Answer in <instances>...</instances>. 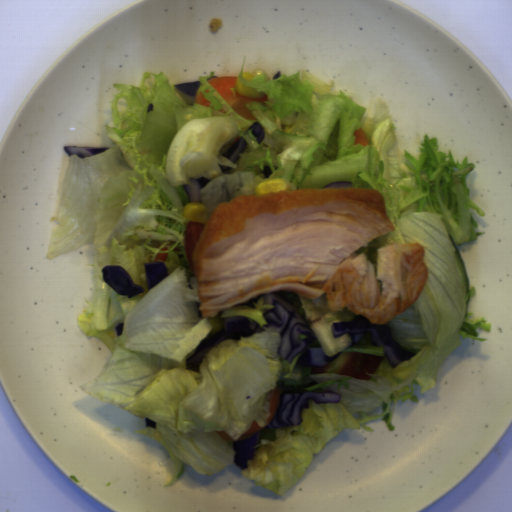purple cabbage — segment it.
<instances>
[{"instance_id": "purple-cabbage-2", "label": "purple cabbage", "mask_w": 512, "mask_h": 512, "mask_svg": "<svg viewBox=\"0 0 512 512\" xmlns=\"http://www.w3.org/2000/svg\"><path fill=\"white\" fill-rule=\"evenodd\" d=\"M334 337L348 334L352 343L360 341L368 333H371V342L375 347L383 346L387 359L394 369L402 362L412 359L416 353L411 352L399 344L393 337L390 326L373 325L371 321L361 314H357L351 320H343L331 323Z\"/></svg>"}, {"instance_id": "purple-cabbage-13", "label": "purple cabbage", "mask_w": 512, "mask_h": 512, "mask_svg": "<svg viewBox=\"0 0 512 512\" xmlns=\"http://www.w3.org/2000/svg\"><path fill=\"white\" fill-rule=\"evenodd\" d=\"M248 130H251L252 135L257 139V143L261 145L265 137V129L262 124L258 121L254 122Z\"/></svg>"}, {"instance_id": "purple-cabbage-16", "label": "purple cabbage", "mask_w": 512, "mask_h": 512, "mask_svg": "<svg viewBox=\"0 0 512 512\" xmlns=\"http://www.w3.org/2000/svg\"><path fill=\"white\" fill-rule=\"evenodd\" d=\"M115 330H116V333H117V336L123 334V331H124V322L123 323H118L115 327Z\"/></svg>"}, {"instance_id": "purple-cabbage-14", "label": "purple cabbage", "mask_w": 512, "mask_h": 512, "mask_svg": "<svg viewBox=\"0 0 512 512\" xmlns=\"http://www.w3.org/2000/svg\"><path fill=\"white\" fill-rule=\"evenodd\" d=\"M324 189H354L353 182L351 181H339L333 182L326 185Z\"/></svg>"}, {"instance_id": "purple-cabbage-20", "label": "purple cabbage", "mask_w": 512, "mask_h": 512, "mask_svg": "<svg viewBox=\"0 0 512 512\" xmlns=\"http://www.w3.org/2000/svg\"><path fill=\"white\" fill-rule=\"evenodd\" d=\"M280 76H281V72H280V71H278L272 79H273V80H276V79H278Z\"/></svg>"}, {"instance_id": "purple-cabbage-7", "label": "purple cabbage", "mask_w": 512, "mask_h": 512, "mask_svg": "<svg viewBox=\"0 0 512 512\" xmlns=\"http://www.w3.org/2000/svg\"><path fill=\"white\" fill-rule=\"evenodd\" d=\"M341 354L342 353L336 354L335 356H327L324 353L321 344H314L299 356L296 366L300 368H323Z\"/></svg>"}, {"instance_id": "purple-cabbage-3", "label": "purple cabbage", "mask_w": 512, "mask_h": 512, "mask_svg": "<svg viewBox=\"0 0 512 512\" xmlns=\"http://www.w3.org/2000/svg\"><path fill=\"white\" fill-rule=\"evenodd\" d=\"M317 385V380L309 384H299L287 386L283 383L278 385L280 392V404L271 420L268 422V428H281L298 426L301 423V412L303 409H309V400L317 404H335L341 400V394L333 391H307Z\"/></svg>"}, {"instance_id": "purple-cabbage-11", "label": "purple cabbage", "mask_w": 512, "mask_h": 512, "mask_svg": "<svg viewBox=\"0 0 512 512\" xmlns=\"http://www.w3.org/2000/svg\"><path fill=\"white\" fill-rule=\"evenodd\" d=\"M248 148V144L245 137H240L235 143H233L228 149L221 153V156L232 162L236 163L240 154H243Z\"/></svg>"}, {"instance_id": "purple-cabbage-1", "label": "purple cabbage", "mask_w": 512, "mask_h": 512, "mask_svg": "<svg viewBox=\"0 0 512 512\" xmlns=\"http://www.w3.org/2000/svg\"><path fill=\"white\" fill-rule=\"evenodd\" d=\"M260 298L265 305L274 306L263 312V318L267 323L265 326L279 330L281 341L277 354L280 359L290 364L298 354L317 339L314 331L301 315L303 305L300 295L288 290L272 291L260 294L239 305L254 309V303Z\"/></svg>"}, {"instance_id": "purple-cabbage-8", "label": "purple cabbage", "mask_w": 512, "mask_h": 512, "mask_svg": "<svg viewBox=\"0 0 512 512\" xmlns=\"http://www.w3.org/2000/svg\"><path fill=\"white\" fill-rule=\"evenodd\" d=\"M144 268L149 291L153 289L155 286H157L166 277L169 276L164 261H154L152 263H145Z\"/></svg>"}, {"instance_id": "purple-cabbage-17", "label": "purple cabbage", "mask_w": 512, "mask_h": 512, "mask_svg": "<svg viewBox=\"0 0 512 512\" xmlns=\"http://www.w3.org/2000/svg\"><path fill=\"white\" fill-rule=\"evenodd\" d=\"M262 173H263L265 178H268V177L271 176L272 171H271L269 165L264 166V171H262Z\"/></svg>"}, {"instance_id": "purple-cabbage-10", "label": "purple cabbage", "mask_w": 512, "mask_h": 512, "mask_svg": "<svg viewBox=\"0 0 512 512\" xmlns=\"http://www.w3.org/2000/svg\"><path fill=\"white\" fill-rule=\"evenodd\" d=\"M110 147H102V146H65L63 150L65 153L71 157L72 155H76L80 159L86 157H92L109 150Z\"/></svg>"}, {"instance_id": "purple-cabbage-9", "label": "purple cabbage", "mask_w": 512, "mask_h": 512, "mask_svg": "<svg viewBox=\"0 0 512 512\" xmlns=\"http://www.w3.org/2000/svg\"><path fill=\"white\" fill-rule=\"evenodd\" d=\"M210 180L205 178L204 176L199 177L196 179L195 177H191L189 179V182L187 184L183 185V188L186 192V194L189 197V203L190 202H201L202 203V196H201V189L206 187Z\"/></svg>"}, {"instance_id": "purple-cabbage-18", "label": "purple cabbage", "mask_w": 512, "mask_h": 512, "mask_svg": "<svg viewBox=\"0 0 512 512\" xmlns=\"http://www.w3.org/2000/svg\"><path fill=\"white\" fill-rule=\"evenodd\" d=\"M218 166H219L220 170L222 171V173H227L232 168V167H229L227 165H220L219 164Z\"/></svg>"}, {"instance_id": "purple-cabbage-5", "label": "purple cabbage", "mask_w": 512, "mask_h": 512, "mask_svg": "<svg viewBox=\"0 0 512 512\" xmlns=\"http://www.w3.org/2000/svg\"><path fill=\"white\" fill-rule=\"evenodd\" d=\"M101 272L106 284L121 296H128L130 299L145 291L143 287L134 283L132 277L120 265H106Z\"/></svg>"}, {"instance_id": "purple-cabbage-4", "label": "purple cabbage", "mask_w": 512, "mask_h": 512, "mask_svg": "<svg viewBox=\"0 0 512 512\" xmlns=\"http://www.w3.org/2000/svg\"><path fill=\"white\" fill-rule=\"evenodd\" d=\"M265 331L258 323L251 322L246 317H225L223 328L213 336L203 339L195 348L194 353L186 359L185 370H193L200 373V366L205 356L218 344L226 339L239 341L241 337H247Z\"/></svg>"}, {"instance_id": "purple-cabbage-19", "label": "purple cabbage", "mask_w": 512, "mask_h": 512, "mask_svg": "<svg viewBox=\"0 0 512 512\" xmlns=\"http://www.w3.org/2000/svg\"><path fill=\"white\" fill-rule=\"evenodd\" d=\"M154 105L151 103L147 108V113L153 111Z\"/></svg>"}, {"instance_id": "purple-cabbage-15", "label": "purple cabbage", "mask_w": 512, "mask_h": 512, "mask_svg": "<svg viewBox=\"0 0 512 512\" xmlns=\"http://www.w3.org/2000/svg\"><path fill=\"white\" fill-rule=\"evenodd\" d=\"M144 423L146 428H152L156 430V421L150 420L145 417Z\"/></svg>"}, {"instance_id": "purple-cabbage-6", "label": "purple cabbage", "mask_w": 512, "mask_h": 512, "mask_svg": "<svg viewBox=\"0 0 512 512\" xmlns=\"http://www.w3.org/2000/svg\"><path fill=\"white\" fill-rule=\"evenodd\" d=\"M260 441V431L249 438L233 441V450L235 452L233 464L240 468L241 471L248 468V460L254 458L256 446Z\"/></svg>"}, {"instance_id": "purple-cabbage-12", "label": "purple cabbage", "mask_w": 512, "mask_h": 512, "mask_svg": "<svg viewBox=\"0 0 512 512\" xmlns=\"http://www.w3.org/2000/svg\"><path fill=\"white\" fill-rule=\"evenodd\" d=\"M201 84L202 83L200 81L184 82V83H180V84H175L174 87H175V89L180 90L183 94L196 97L197 90L200 88Z\"/></svg>"}]
</instances>
